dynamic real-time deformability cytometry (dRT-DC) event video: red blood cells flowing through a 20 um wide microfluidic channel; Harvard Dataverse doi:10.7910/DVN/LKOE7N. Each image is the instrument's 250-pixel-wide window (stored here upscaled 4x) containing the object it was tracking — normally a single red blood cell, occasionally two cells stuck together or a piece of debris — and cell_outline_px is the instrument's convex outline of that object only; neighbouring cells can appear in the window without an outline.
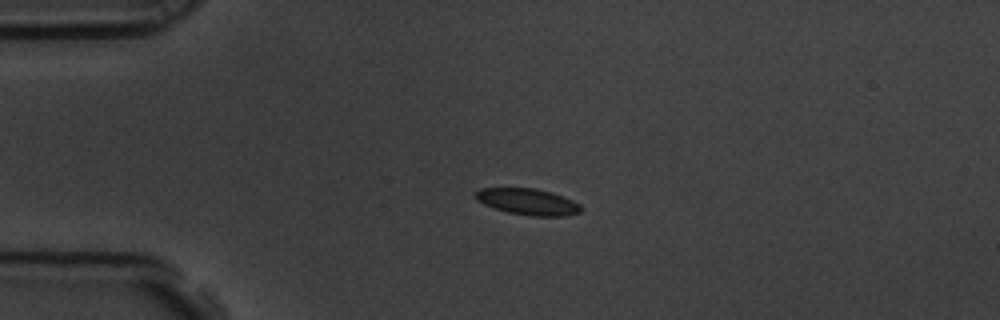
{"species": "common noctule bat (a hibernating species)", "species_latin": "Nyctalus noctula", "temperature_condition": "room temperature", "stored_images_in_passage": 5, "camera_frame_rate_fps": 3000, "um_per_image_px": 0.085, "animal": {"sex": "male", "body_mass_g": 19.5, "forearm_length_mm": 54.6}, "frame": {"image": 1, "passage_image": 3, "time_ms": 0.667, "image_size_px": [1000, 320], "cell_outline_px": [[584, 208], [580, 212], [564, 216], [528, 216], [508, 212], [492, 208], [476, 200], [472, 196], [472, 192], [480, 188], [532, 188], [552, 192], [564, 196], [580, 204]], "centroid_in_image_um": [44.82, 17.14], "position_along_channel_um": 40.2, "area_um2": 16.53}}
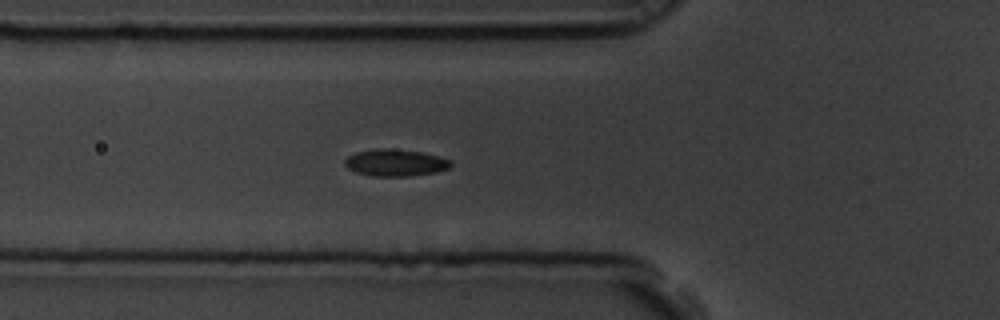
{"frame": {"image": 2, "passage_image": 5, "time_ms": 1.333, "image_size_px": [1000, 320], "cell_outline_px": [[452, 164], [448, 168], [436, 172], [412, 176], [372, 176], [356, 172], [348, 168], [344, 164], [344, 160], [348, 156], [356, 152], [376, 148], [384, 148], [420, 152], [452, 160]], "centroid_in_image_um": [33.58, 13.83], "position_along_channel_um": 92.2, "area_um2": 16.53}}